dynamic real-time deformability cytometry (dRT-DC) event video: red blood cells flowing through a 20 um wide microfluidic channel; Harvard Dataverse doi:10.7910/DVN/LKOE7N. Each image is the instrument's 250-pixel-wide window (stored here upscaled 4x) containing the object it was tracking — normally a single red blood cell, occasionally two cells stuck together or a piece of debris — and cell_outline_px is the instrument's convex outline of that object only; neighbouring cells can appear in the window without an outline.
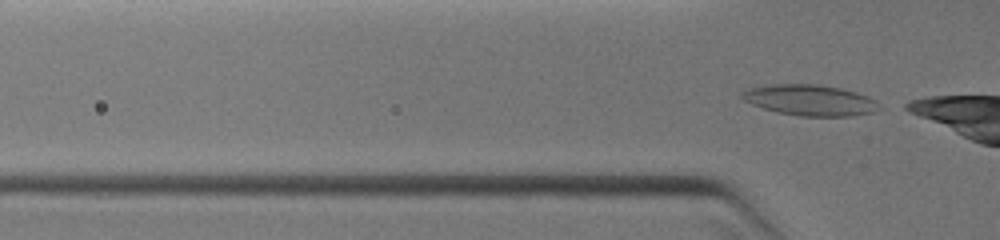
{"species": "common noctule bat (a hibernating species)", "species_latin": "Nyctalus noctula", "temperature_condition": "warm", "stored_images_in_passage": 8, "camera_frame_rate_fps": 3000, "um_per_image_px": 0.085, "animal": {"sex": "female", "body_mass_g": 19.0, "forearm_length_mm": 51.5}, "frame": {"image": 1, "passage_image": 8, "time_ms": 4.0, "image_size_px": [1000, 240], "cell_outline_px": [[884, 108], [876, 112], [852, 116], [800, 116], [776, 112], [740, 100], [740, 96], [744, 92], [752, 88], [768, 84], [816, 84], [840, 88], [868, 96], [876, 100]], "centroid_in_image_um": [68.9, 8.53], "position_along_channel_um": 56.9, "area_um2": 24.85}}